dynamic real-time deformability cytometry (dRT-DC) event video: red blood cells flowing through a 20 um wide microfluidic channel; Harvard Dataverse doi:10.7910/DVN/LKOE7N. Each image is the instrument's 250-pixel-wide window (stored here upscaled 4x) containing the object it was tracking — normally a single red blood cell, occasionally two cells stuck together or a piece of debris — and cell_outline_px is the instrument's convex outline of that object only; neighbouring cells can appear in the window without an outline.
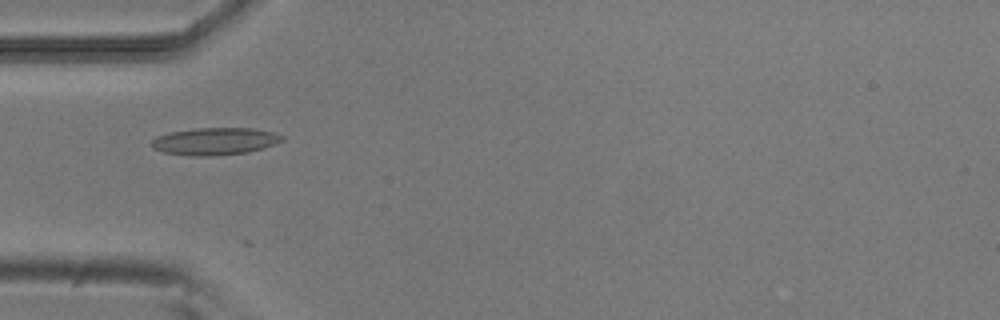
{"species": "common noctule bat (a hibernating species)", "species_latin": "Nyctalus noctula", "temperature_condition": "room temperature", "stored_images_in_passage": 5, "camera_frame_rate_fps": 3000, "um_per_image_px": 0.085, "animal": {"sex": "male", "body_mass_g": 20.5, "forearm_length_mm": 52.5}, "frame": {"image": 1, "passage_image": 1, "time_ms": 0.0, "image_size_px": [1000, 320], "cell_outline_px": [[284, 140], [276, 144], [264, 148], [248, 152], [212, 156], [188, 156], [164, 152], [152, 148], [152, 140], [156, 136], [168, 132], [196, 128], [252, 128], [276, 132], [284, 136]], "centroid_in_image_um": [18.29, 12.01], "position_along_channel_um": 66.7, "area_um2": 21.04}}